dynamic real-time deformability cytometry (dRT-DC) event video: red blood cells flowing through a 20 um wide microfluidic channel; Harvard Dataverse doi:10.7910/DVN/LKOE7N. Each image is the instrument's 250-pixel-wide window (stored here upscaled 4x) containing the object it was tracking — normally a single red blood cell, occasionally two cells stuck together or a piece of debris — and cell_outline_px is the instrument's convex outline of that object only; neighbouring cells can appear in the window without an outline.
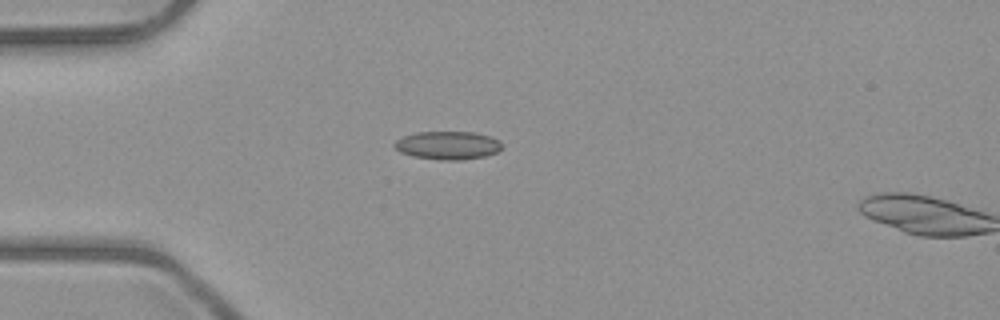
{"species": "common noctule bat (a hibernating species)", "species_latin": "Nyctalus noctula", "temperature_condition": "room temperature", "stored_images_in_passage": 2, "camera_frame_rate_fps": 3000, "um_per_image_px": 0.085, "animal": {"sex": "male", "body_mass_g": 23.1, "forearm_length_mm": 52.7}, "frame": {"image": 1, "passage_image": 1, "time_ms": 0.0, "image_size_px": [1000, 320], "cell_outline_px": [[500, 148], [496, 152], [484, 156], [460, 160], [440, 160], [416, 156], [400, 152], [392, 144], [396, 140], [404, 136], [416, 132], [472, 132], [488, 136], [500, 140]], "centroid_in_image_um": [38.03, 12.35], "position_along_channel_um": 47.0, "area_um2": 17.4}}